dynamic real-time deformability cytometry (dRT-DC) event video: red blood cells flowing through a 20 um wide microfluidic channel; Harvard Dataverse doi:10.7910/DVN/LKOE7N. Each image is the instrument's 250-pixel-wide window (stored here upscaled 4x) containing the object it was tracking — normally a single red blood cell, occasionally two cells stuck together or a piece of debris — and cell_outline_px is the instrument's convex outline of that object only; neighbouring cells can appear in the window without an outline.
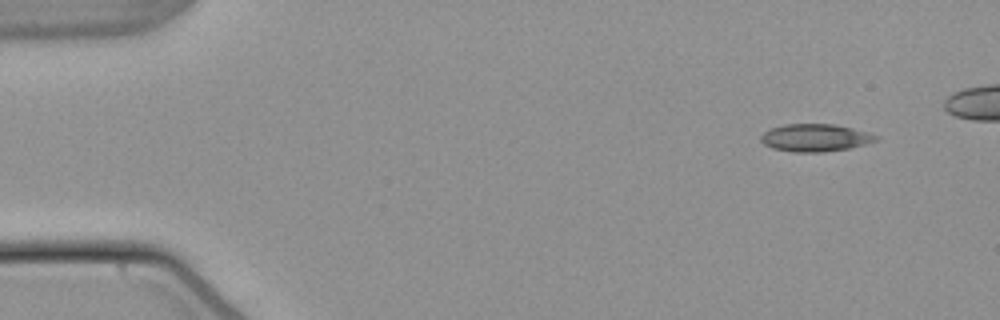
{"species": "common noctule bat (a hibernating species)", "species_latin": "Nyctalus noctula", "temperature_condition": "warm", "stored_images_in_passage": 44, "camera_frame_rate_fps": 3000, "um_per_image_px": 0.085, "animal": {"sex": "male", "body_mass_g": 21.5, "forearm_length_mm": 52.0}, "frame": {"image": 1, "passage_image": 1, "time_ms": 0.0, "image_size_px": [1000, 320], "cell_outline_px": [[880, 140], [848, 148], [824, 152], [792, 152], [772, 148], [764, 144], [760, 140], [760, 136], [764, 132], [772, 128], [784, 124], [836, 124], [868, 132], [880, 136]], "centroid_in_image_um": [69.31, 11.7], "position_along_channel_um": 15.7, "area_um2": 18.55}}
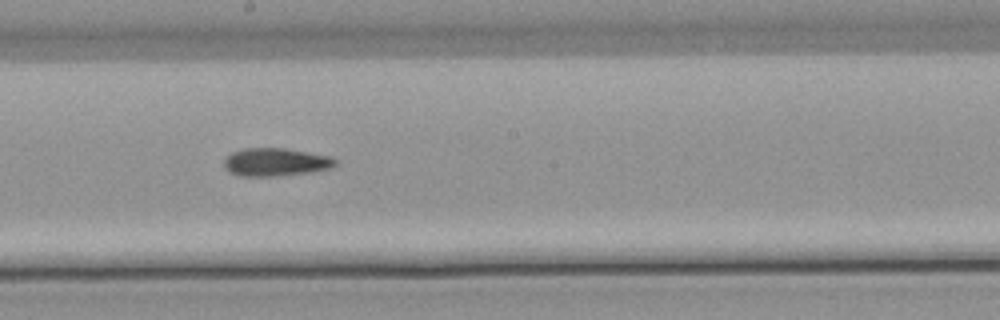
{"frame": {"image": 2, "passage_image": 26, "time_ms": 8.333, "image_size_px": [1000, 320], "cell_outline_px": [[336, 164], [332, 168], [308, 172], [276, 176], [240, 176], [228, 172], [224, 168], [224, 160], [232, 152], [244, 148], [284, 148], [332, 156], [336, 160]], "centroid_in_image_um": [23.41, 13.78], "position_along_channel_um": 224.8, "area_um2": 18.21}}
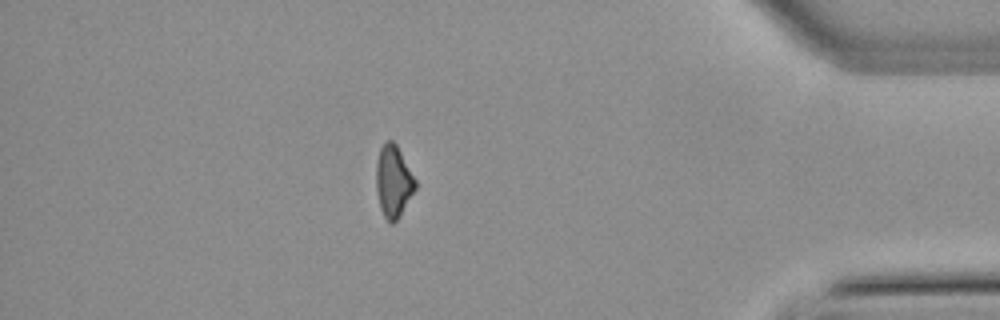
{"frame": {"image": 3, "passage_image": 43, "time_ms": 14.0, "image_size_px": [1000, 320], "cell_outline_px": [[416, 188], [400, 216], [392, 224], [384, 216], [380, 208], [376, 188], [376, 160], [380, 148], [388, 140], [392, 140], [396, 144], [416, 180]], "centroid_in_image_um": [33.43, 15.41], "position_along_channel_um": 401.8, "area_um2": 16.3}}